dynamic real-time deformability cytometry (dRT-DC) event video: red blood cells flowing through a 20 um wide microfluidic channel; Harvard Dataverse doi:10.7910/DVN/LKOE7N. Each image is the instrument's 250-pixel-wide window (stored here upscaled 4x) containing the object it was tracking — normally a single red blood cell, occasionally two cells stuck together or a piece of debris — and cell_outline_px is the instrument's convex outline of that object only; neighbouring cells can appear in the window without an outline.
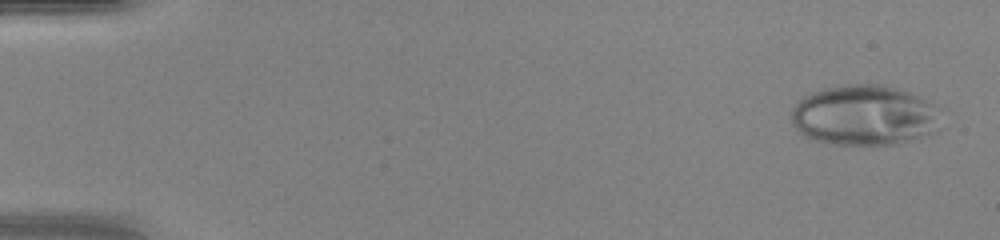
{"species": "human", "species_latin": "Homo sapiens", "temperature_condition": "warm", "stored_images_in_passage": 47, "camera_frame_rate_fps": 3000, "um_per_image_px": 0.085, "donor": {"sex": "female"}, "frame": {"image": 1, "passage_image": 2, "time_ms": 0.333, "image_size_px": [1000, 240], "cell_outline_px": [[944, 108], [936, 132], [896, 144], [836, 144], [812, 140], [804, 136], [792, 124], [792, 108], [804, 96], [812, 92], [824, 88], [844, 84], [884, 84], [908, 92], [928, 100]], "centroid_in_image_um": [73.53, 9.79], "position_along_channel_um": 11.5, "area_um2": 53.18}}
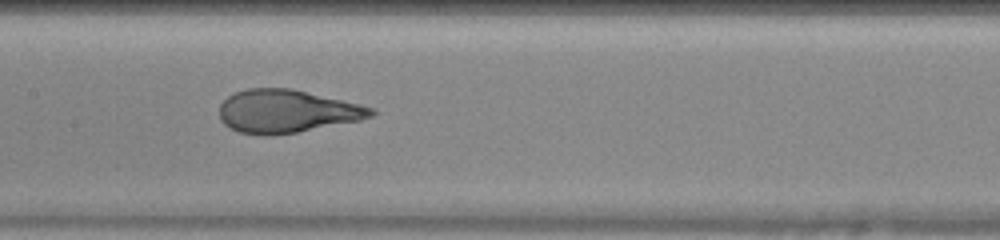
{"frame": {"image": 2, "passage_image": 24, "time_ms": 7.667, "image_size_px": [1000, 240], "cell_outline_px": [[376, 112], [372, 116], [360, 120], [296, 132], [272, 136], [240, 132], [224, 124], [220, 120], [220, 104], [228, 96], [236, 92], [248, 88], [292, 88], [360, 104], [376, 108]], "centroid_in_image_um": [24.39, 9.45], "position_along_channel_um": 183.0, "area_um2": 37.92}}
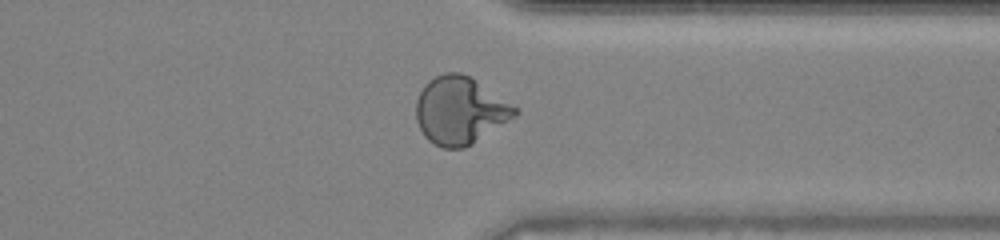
{"frame": {"image": 3, "passage_image": 37, "time_ms": 12.0, "image_size_px": [1000, 240], "cell_outline_px": [[520, 112], [516, 116], [472, 144], [464, 148], [444, 148], [428, 140], [424, 136], [416, 120], [416, 100], [424, 84], [428, 80], [444, 72], [460, 72], [468, 76], [520, 108]], "centroid_in_image_um": [39.1, 9.39], "position_along_channel_um": 372.3, "area_um2": 38.84}, "authors_computed_cell_mechanics": {"area_um2": 40.9224, "velocity_mm_per_s": 4.3852, "shape_relaxation_time_tau1_ms": 9.9115, "shape_relaxation_time_tau2_ms": null, "deformation_change_tau1": 0.4184, "deformation_change_tau2": null}}